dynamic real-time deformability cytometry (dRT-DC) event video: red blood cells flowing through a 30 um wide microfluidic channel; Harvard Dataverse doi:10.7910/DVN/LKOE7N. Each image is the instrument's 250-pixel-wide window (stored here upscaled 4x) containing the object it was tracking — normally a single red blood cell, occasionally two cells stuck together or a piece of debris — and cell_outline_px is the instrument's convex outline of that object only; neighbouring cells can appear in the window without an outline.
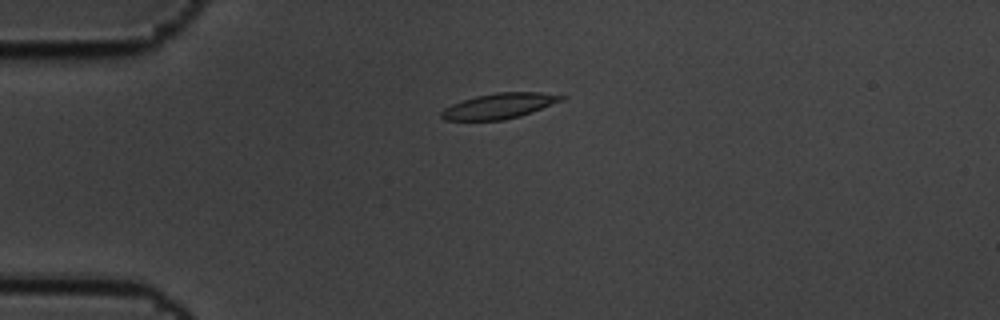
{"species": "common noctule bat (a hibernating species)", "species_latin": "Nyctalus noctula", "temperature_condition": "cold", "stored_images_in_passage": 45, "camera_frame_rate_fps": 3000, "um_per_image_px": 0.085, "animal": {"sex": "male", "body_mass_g": 19.5, "forearm_length_mm": 54.6}, "frame": {"image": 1, "passage_image": 1, "time_ms": 0.0, "image_size_px": [1000, 320], "cell_outline_px": [[568, 96], [564, 100], [532, 112], [520, 116], [504, 120], [444, 120], [440, 116], [440, 112], [444, 108], [452, 104], [476, 96], [496, 92], [540, 92]], "centroid_in_image_um": [42.46, 9.0], "position_along_channel_um": 42.5, "area_um2": 17.8}}
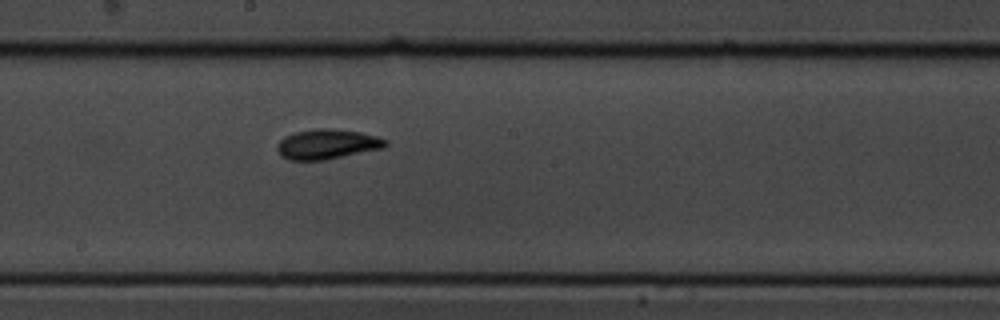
{"frame": {"image": 2, "passage_image": 19, "time_ms": 6.0, "image_size_px": [1000, 320], "cell_outline_px": [[388, 144], [384, 148], [324, 160], [288, 160], [280, 156], [276, 148], [280, 140], [284, 136], [296, 132], [316, 128], [332, 128], [360, 132], [376, 136], [388, 140]], "centroid_in_image_um": [27.8, 12.25], "position_along_channel_um": 220.4, "area_um2": 19.02}}
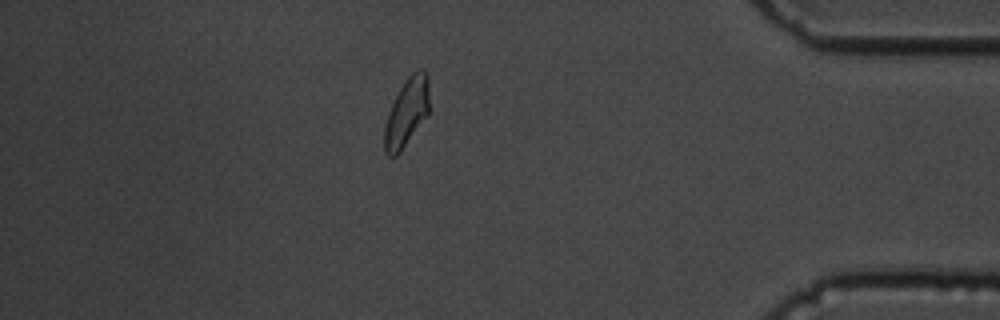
{"frame": {"image": 3, "passage_image": 38, "time_ms": 12.333, "image_size_px": [1000, 320], "cell_outline_px": [[428, 116], [400, 152], [396, 156], [388, 156], [384, 152], [384, 128], [388, 112], [400, 88], [408, 76], [412, 72], [420, 68], [424, 68], [428, 72]], "centroid_in_image_um": [34.58, 9.55], "position_along_channel_um": 400.6, "area_um2": 17.98}, "authors_computed_cell_mechanics": {"area_um2": 18.0336, "velocity_mm_per_s": 3.4021, "shape_relaxation_time_tau1_ms": 3.7777, "shape_relaxation_time_tau2_ms": 2.2638, "deformation_change_tau1": 0.1108, "deformation_change_tau2": 0.0746}}